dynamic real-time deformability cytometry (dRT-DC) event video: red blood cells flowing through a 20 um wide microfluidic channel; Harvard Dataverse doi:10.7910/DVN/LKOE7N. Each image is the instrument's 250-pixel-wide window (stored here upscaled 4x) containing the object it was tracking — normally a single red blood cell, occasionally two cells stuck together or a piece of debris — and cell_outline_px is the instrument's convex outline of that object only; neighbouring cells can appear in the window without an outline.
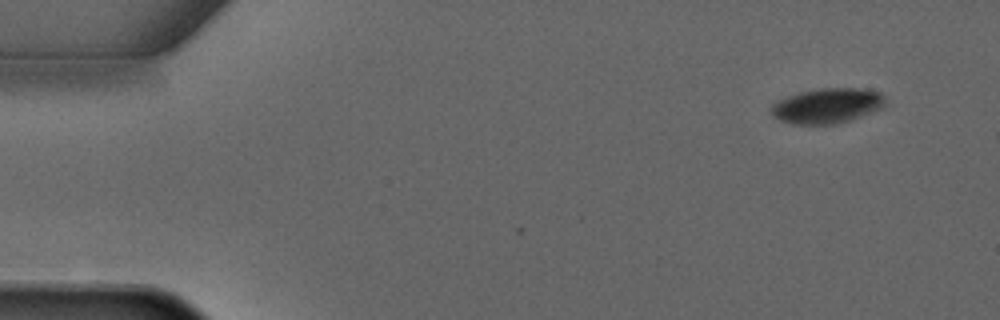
{"species": "common noctule bat (a hibernating species)", "species_latin": "Nyctalus noctula", "temperature_condition": "warm", "stored_images_in_passage": 5, "camera_frame_rate_fps": 3000, "um_per_image_px": 0.085, "animal": {"sex": "male", "forearm_length_mm": 52.5}, "frame": {"image": 1, "passage_image": 1, "time_ms": 0.0, "image_size_px": [1000, 320], "cell_outline_px": [[888, 104], [884, 108], [852, 120], [836, 124], [792, 124], [780, 120], [772, 116], [772, 104], [776, 100], [800, 92], [820, 88], [856, 88], [880, 92], [884, 96]], "centroid_in_image_um": [70.36, 8.99], "position_along_channel_um": 14.6, "area_um2": 23.64}}
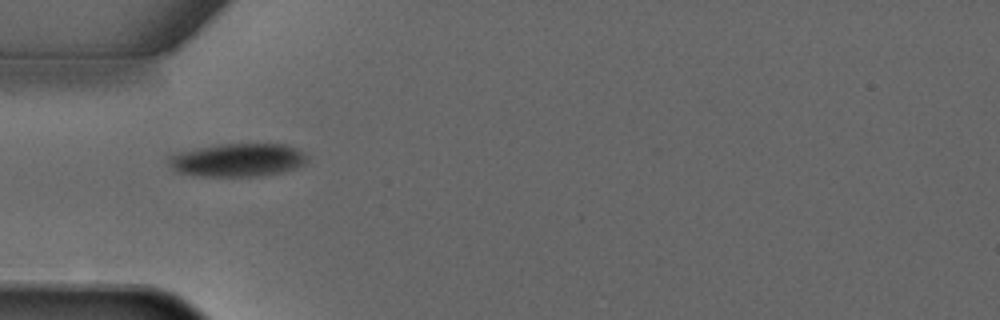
{"frame": {"image": 2, "passage_image": 4, "time_ms": 3.667, "image_size_px": [1000, 320], "cell_outline_px": [[308, 164], [296, 168], [280, 172], [260, 176], [200, 176], [180, 172], [172, 168], [168, 160], [168, 156], [180, 152], [196, 148], [216, 144], [284, 144], [296, 148], [308, 156]], "centroid_in_image_um": [20.25, 13.6], "position_along_channel_um": 64.8, "area_um2": 26.82}}